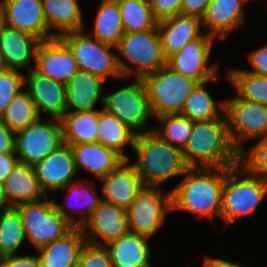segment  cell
<instances>
[{
    "mask_svg": "<svg viewBox=\"0 0 267 267\" xmlns=\"http://www.w3.org/2000/svg\"><path fill=\"white\" fill-rule=\"evenodd\" d=\"M183 179L170 190L171 212L184 211L215 221L221 219L225 168H188Z\"/></svg>",
    "mask_w": 267,
    "mask_h": 267,
    "instance_id": "6da1fadb",
    "label": "cell"
},
{
    "mask_svg": "<svg viewBox=\"0 0 267 267\" xmlns=\"http://www.w3.org/2000/svg\"><path fill=\"white\" fill-rule=\"evenodd\" d=\"M182 152L189 168H226L240 163V153L230 140L227 118L194 121Z\"/></svg>",
    "mask_w": 267,
    "mask_h": 267,
    "instance_id": "7a4b0ae2",
    "label": "cell"
},
{
    "mask_svg": "<svg viewBox=\"0 0 267 267\" xmlns=\"http://www.w3.org/2000/svg\"><path fill=\"white\" fill-rule=\"evenodd\" d=\"M136 168L145 187H162L166 181L182 176L189 168L182 149L171 146L154 131L136 136L133 146Z\"/></svg>",
    "mask_w": 267,
    "mask_h": 267,
    "instance_id": "3957f363",
    "label": "cell"
},
{
    "mask_svg": "<svg viewBox=\"0 0 267 267\" xmlns=\"http://www.w3.org/2000/svg\"><path fill=\"white\" fill-rule=\"evenodd\" d=\"M266 195L267 178L251 174L240 163L226 167L221 205V221L225 228L241 217L251 215Z\"/></svg>",
    "mask_w": 267,
    "mask_h": 267,
    "instance_id": "277c9868",
    "label": "cell"
},
{
    "mask_svg": "<svg viewBox=\"0 0 267 267\" xmlns=\"http://www.w3.org/2000/svg\"><path fill=\"white\" fill-rule=\"evenodd\" d=\"M116 52L123 80L130 75L142 79L167 65L158 26L144 32L124 33Z\"/></svg>",
    "mask_w": 267,
    "mask_h": 267,
    "instance_id": "5b68a950",
    "label": "cell"
},
{
    "mask_svg": "<svg viewBox=\"0 0 267 267\" xmlns=\"http://www.w3.org/2000/svg\"><path fill=\"white\" fill-rule=\"evenodd\" d=\"M153 118L181 114L187 97L198 82L163 66L143 78Z\"/></svg>",
    "mask_w": 267,
    "mask_h": 267,
    "instance_id": "8992f818",
    "label": "cell"
},
{
    "mask_svg": "<svg viewBox=\"0 0 267 267\" xmlns=\"http://www.w3.org/2000/svg\"><path fill=\"white\" fill-rule=\"evenodd\" d=\"M45 198L44 201L14 206L20 214L27 241L37 250L63 238L75 228L58 212L53 199Z\"/></svg>",
    "mask_w": 267,
    "mask_h": 267,
    "instance_id": "52a82bcc",
    "label": "cell"
},
{
    "mask_svg": "<svg viewBox=\"0 0 267 267\" xmlns=\"http://www.w3.org/2000/svg\"><path fill=\"white\" fill-rule=\"evenodd\" d=\"M59 38L72 51L79 70L92 73L105 81L109 77L123 79L117 54L111 51L112 48L116 50L115 46L98 41L85 33V30L66 32Z\"/></svg>",
    "mask_w": 267,
    "mask_h": 267,
    "instance_id": "ba28073f",
    "label": "cell"
},
{
    "mask_svg": "<svg viewBox=\"0 0 267 267\" xmlns=\"http://www.w3.org/2000/svg\"><path fill=\"white\" fill-rule=\"evenodd\" d=\"M103 109L115 115L137 135L154 130L149 126L148 119L152 117L148 94L141 78L124 86L114 93L104 96Z\"/></svg>",
    "mask_w": 267,
    "mask_h": 267,
    "instance_id": "9c48e42d",
    "label": "cell"
},
{
    "mask_svg": "<svg viewBox=\"0 0 267 267\" xmlns=\"http://www.w3.org/2000/svg\"><path fill=\"white\" fill-rule=\"evenodd\" d=\"M225 114L230 140L241 153L245 142L267 135V106L239 97L225 99Z\"/></svg>",
    "mask_w": 267,
    "mask_h": 267,
    "instance_id": "30bf717a",
    "label": "cell"
},
{
    "mask_svg": "<svg viewBox=\"0 0 267 267\" xmlns=\"http://www.w3.org/2000/svg\"><path fill=\"white\" fill-rule=\"evenodd\" d=\"M42 119L39 117L26 129L16 132L14 153L20 163L33 166L63 144L61 120Z\"/></svg>",
    "mask_w": 267,
    "mask_h": 267,
    "instance_id": "8fae6325",
    "label": "cell"
},
{
    "mask_svg": "<svg viewBox=\"0 0 267 267\" xmlns=\"http://www.w3.org/2000/svg\"><path fill=\"white\" fill-rule=\"evenodd\" d=\"M162 187H143L127 209L129 231L151 238L164 225L171 212L170 191Z\"/></svg>",
    "mask_w": 267,
    "mask_h": 267,
    "instance_id": "7c38bea8",
    "label": "cell"
},
{
    "mask_svg": "<svg viewBox=\"0 0 267 267\" xmlns=\"http://www.w3.org/2000/svg\"><path fill=\"white\" fill-rule=\"evenodd\" d=\"M215 40L214 36L205 33L188 42L179 52L167 59V66L198 83L216 80L219 64L209 63Z\"/></svg>",
    "mask_w": 267,
    "mask_h": 267,
    "instance_id": "4fadbf2b",
    "label": "cell"
},
{
    "mask_svg": "<svg viewBox=\"0 0 267 267\" xmlns=\"http://www.w3.org/2000/svg\"><path fill=\"white\" fill-rule=\"evenodd\" d=\"M81 230L86 242L106 246L130 232L128 211L102 201L82 225Z\"/></svg>",
    "mask_w": 267,
    "mask_h": 267,
    "instance_id": "5bb4252c",
    "label": "cell"
},
{
    "mask_svg": "<svg viewBox=\"0 0 267 267\" xmlns=\"http://www.w3.org/2000/svg\"><path fill=\"white\" fill-rule=\"evenodd\" d=\"M24 88L33 101L39 117L42 113L61 120L67 113L66 84L45 77L34 69L24 73Z\"/></svg>",
    "mask_w": 267,
    "mask_h": 267,
    "instance_id": "9a60e30c",
    "label": "cell"
},
{
    "mask_svg": "<svg viewBox=\"0 0 267 267\" xmlns=\"http://www.w3.org/2000/svg\"><path fill=\"white\" fill-rule=\"evenodd\" d=\"M0 7L6 25L28 33L40 41L56 37L50 31L43 14L41 0H1Z\"/></svg>",
    "mask_w": 267,
    "mask_h": 267,
    "instance_id": "2e32d148",
    "label": "cell"
},
{
    "mask_svg": "<svg viewBox=\"0 0 267 267\" xmlns=\"http://www.w3.org/2000/svg\"><path fill=\"white\" fill-rule=\"evenodd\" d=\"M34 70L45 77L66 84L79 68L69 47L59 37H55L40 42Z\"/></svg>",
    "mask_w": 267,
    "mask_h": 267,
    "instance_id": "e0dca14e",
    "label": "cell"
},
{
    "mask_svg": "<svg viewBox=\"0 0 267 267\" xmlns=\"http://www.w3.org/2000/svg\"><path fill=\"white\" fill-rule=\"evenodd\" d=\"M32 167L46 196L49 192L55 193L73 182L77 174L72 150L65 143Z\"/></svg>",
    "mask_w": 267,
    "mask_h": 267,
    "instance_id": "ac0fdd59",
    "label": "cell"
},
{
    "mask_svg": "<svg viewBox=\"0 0 267 267\" xmlns=\"http://www.w3.org/2000/svg\"><path fill=\"white\" fill-rule=\"evenodd\" d=\"M40 40L34 36L4 24L0 33V54L5 69L21 71L34 69Z\"/></svg>",
    "mask_w": 267,
    "mask_h": 267,
    "instance_id": "d6986e66",
    "label": "cell"
},
{
    "mask_svg": "<svg viewBox=\"0 0 267 267\" xmlns=\"http://www.w3.org/2000/svg\"><path fill=\"white\" fill-rule=\"evenodd\" d=\"M248 1L212 0L201 18L203 31L224 41L245 23L243 6Z\"/></svg>",
    "mask_w": 267,
    "mask_h": 267,
    "instance_id": "ffe728a7",
    "label": "cell"
},
{
    "mask_svg": "<svg viewBox=\"0 0 267 267\" xmlns=\"http://www.w3.org/2000/svg\"><path fill=\"white\" fill-rule=\"evenodd\" d=\"M125 160L117 169L101 178L102 200L128 209L136 195L144 187L136 168Z\"/></svg>",
    "mask_w": 267,
    "mask_h": 267,
    "instance_id": "44dd1931",
    "label": "cell"
},
{
    "mask_svg": "<svg viewBox=\"0 0 267 267\" xmlns=\"http://www.w3.org/2000/svg\"><path fill=\"white\" fill-rule=\"evenodd\" d=\"M199 17L178 14L158 21V30L166 59L179 52L188 42L203 35Z\"/></svg>",
    "mask_w": 267,
    "mask_h": 267,
    "instance_id": "7402d4cb",
    "label": "cell"
},
{
    "mask_svg": "<svg viewBox=\"0 0 267 267\" xmlns=\"http://www.w3.org/2000/svg\"><path fill=\"white\" fill-rule=\"evenodd\" d=\"M84 181V182H83ZM95 185L94 181L90 180H77V182H71L61 190H67L68 199H71L68 202H73L74 204L71 205V203H68L67 200H65L66 205L64 203L58 204V202H55L54 204L58 210V212L67 220L71 225H73L75 228H81L82 225L87 221V219L90 217L91 213L101 204L102 196H99L98 193H96V190H93V186ZM70 197V198H69ZM75 204H80V208H76ZM75 207V208H74ZM82 208V209H81ZM68 209L70 210L68 212ZM76 209V210H75ZM67 210V211H66ZM78 210V211H77ZM76 212V213H75ZM78 213V214H77ZM78 215H80V219L78 218ZM77 216V218H75Z\"/></svg>",
    "mask_w": 267,
    "mask_h": 267,
    "instance_id": "603a6c76",
    "label": "cell"
},
{
    "mask_svg": "<svg viewBox=\"0 0 267 267\" xmlns=\"http://www.w3.org/2000/svg\"><path fill=\"white\" fill-rule=\"evenodd\" d=\"M70 148L76 171H80L81 168L88 170L87 172L98 180L117 169L125 161L116 151L99 142L70 145Z\"/></svg>",
    "mask_w": 267,
    "mask_h": 267,
    "instance_id": "cb8c5ba5",
    "label": "cell"
},
{
    "mask_svg": "<svg viewBox=\"0 0 267 267\" xmlns=\"http://www.w3.org/2000/svg\"><path fill=\"white\" fill-rule=\"evenodd\" d=\"M104 82L101 77L86 71L75 73L66 83L67 112L96 110L97 101L101 100L103 104Z\"/></svg>",
    "mask_w": 267,
    "mask_h": 267,
    "instance_id": "d4e9b609",
    "label": "cell"
},
{
    "mask_svg": "<svg viewBox=\"0 0 267 267\" xmlns=\"http://www.w3.org/2000/svg\"><path fill=\"white\" fill-rule=\"evenodd\" d=\"M150 238L129 232L106 245L113 267H152Z\"/></svg>",
    "mask_w": 267,
    "mask_h": 267,
    "instance_id": "484cf974",
    "label": "cell"
},
{
    "mask_svg": "<svg viewBox=\"0 0 267 267\" xmlns=\"http://www.w3.org/2000/svg\"><path fill=\"white\" fill-rule=\"evenodd\" d=\"M85 243L81 228H74L63 238L36 250L41 267H75Z\"/></svg>",
    "mask_w": 267,
    "mask_h": 267,
    "instance_id": "4316f807",
    "label": "cell"
},
{
    "mask_svg": "<svg viewBox=\"0 0 267 267\" xmlns=\"http://www.w3.org/2000/svg\"><path fill=\"white\" fill-rule=\"evenodd\" d=\"M5 196L14 207L23 202H36L46 197L31 165L18 162L4 182Z\"/></svg>",
    "mask_w": 267,
    "mask_h": 267,
    "instance_id": "83f0119b",
    "label": "cell"
},
{
    "mask_svg": "<svg viewBox=\"0 0 267 267\" xmlns=\"http://www.w3.org/2000/svg\"><path fill=\"white\" fill-rule=\"evenodd\" d=\"M43 14L51 30L58 32L56 37L70 31L84 30V22L78 0H41Z\"/></svg>",
    "mask_w": 267,
    "mask_h": 267,
    "instance_id": "f1b7e54d",
    "label": "cell"
},
{
    "mask_svg": "<svg viewBox=\"0 0 267 267\" xmlns=\"http://www.w3.org/2000/svg\"><path fill=\"white\" fill-rule=\"evenodd\" d=\"M97 142L113 149L125 160L130 157L124 154L126 146L133 150L137 134L120 121L115 115L106 112L103 108L99 110ZM125 147V148H124Z\"/></svg>",
    "mask_w": 267,
    "mask_h": 267,
    "instance_id": "f546056e",
    "label": "cell"
},
{
    "mask_svg": "<svg viewBox=\"0 0 267 267\" xmlns=\"http://www.w3.org/2000/svg\"><path fill=\"white\" fill-rule=\"evenodd\" d=\"M96 12L93 29L88 34L116 47L125 33L117 0H99Z\"/></svg>",
    "mask_w": 267,
    "mask_h": 267,
    "instance_id": "4dcf8cb0",
    "label": "cell"
},
{
    "mask_svg": "<svg viewBox=\"0 0 267 267\" xmlns=\"http://www.w3.org/2000/svg\"><path fill=\"white\" fill-rule=\"evenodd\" d=\"M99 110L67 112L61 119L63 143L76 145L97 142Z\"/></svg>",
    "mask_w": 267,
    "mask_h": 267,
    "instance_id": "1f68e13d",
    "label": "cell"
},
{
    "mask_svg": "<svg viewBox=\"0 0 267 267\" xmlns=\"http://www.w3.org/2000/svg\"><path fill=\"white\" fill-rule=\"evenodd\" d=\"M209 82L198 83L187 97L180 115L189 118L191 121L227 118L225 99L220 100V102L218 100L216 103L206 88Z\"/></svg>",
    "mask_w": 267,
    "mask_h": 267,
    "instance_id": "d6a6232c",
    "label": "cell"
},
{
    "mask_svg": "<svg viewBox=\"0 0 267 267\" xmlns=\"http://www.w3.org/2000/svg\"><path fill=\"white\" fill-rule=\"evenodd\" d=\"M125 33L144 32L158 26L149 0H117Z\"/></svg>",
    "mask_w": 267,
    "mask_h": 267,
    "instance_id": "836d02e7",
    "label": "cell"
},
{
    "mask_svg": "<svg viewBox=\"0 0 267 267\" xmlns=\"http://www.w3.org/2000/svg\"><path fill=\"white\" fill-rule=\"evenodd\" d=\"M229 83L237 95L243 99L258 102L267 106V77L245 71L240 68H229L226 73Z\"/></svg>",
    "mask_w": 267,
    "mask_h": 267,
    "instance_id": "e575fe53",
    "label": "cell"
},
{
    "mask_svg": "<svg viewBox=\"0 0 267 267\" xmlns=\"http://www.w3.org/2000/svg\"><path fill=\"white\" fill-rule=\"evenodd\" d=\"M24 240L25 231L18 211L14 207L0 211V258L17 254Z\"/></svg>",
    "mask_w": 267,
    "mask_h": 267,
    "instance_id": "d590c367",
    "label": "cell"
},
{
    "mask_svg": "<svg viewBox=\"0 0 267 267\" xmlns=\"http://www.w3.org/2000/svg\"><path fill=\"white\" fill-rule=\"evenodd\" d=\"M38 118L35 105L25 89L13 97L0 115V120L15 133L26 129Z\"/></svg>",
    "mask_w": 267,
    "mask_h": 267,
    "instance_id": "8d00e7d4",
    "label": "cell"
},
{
    "mask_svg": "<svg viewBox=\"0 0 267 267\" xmlns=\"http://www.w3.org/2000/svg\"><path fill=\"white\" fill-rule=\"evenodd\" d=\"M160 125L154 126V132L171 146L183 149L188 142L193 127L189 118L180 114L156 117Z\"/></svg>",
    "mask_w": 267,
    "mask_h": 267,
    "instance_id": "74e56055",
    "label": "cell"
},
{
    "mask_svg": "<svg viewBox=\"0 0 267 267\" xmlns=\"http://www.w3.org/2000/svg\"><path fill=\"white\" fill-rule=\"evenodd\" d=\"M240 164L251 174L267 178V135L240 153Z\"/></svg>",
    "mask_w": 267,
    "mask_h": 267,
    "instance_id": "f35d334b",
    "label": "cell"
},
{
    "mask_svg": "<svg viewBox=\"0 0 267 267\" xmlns=\"http://www.w3.org/2000/svg\"><path fill=\"white\" fill-rule=\"evenodd\" d=\"M24 87V73L17 70L0 71V115L15 95Z\"/></svg>",
    "mask_w": 267,
    "mask_h": 267,
    "instance_id": "ab89813d",
    "label": "cell"
},
{
    "mask_svg": "<svg viewBox=\"0 0 267 267\" xmlns=\"http://www.w3.org/2000/svg\"><path fill=\"white\" fill-rule=\"evenodd\" d=\"M75 267H113L108 248L86 242Z\"/></svg>",
    "mask_w": 267,
    "mask_h": 267,
    "instance_id": "60d3db41",
    "label": "cell"
},
{
    "mask_svg": "<svg viewBox=\"0 0 267 267\" xmlns=\"http://www.w3.org/2000/svg\"><path fill=\"white\" fill-rule=\"evenodd\" d=\"M149 2L158 21L181 14L182 0H149Z\"/></svg>",
    "mask_w": 267,
    "mask_h": 267,
    "instance_id": "b9f144b4",
    "label": "cell"
},
{
    "mask_svg": "<svg viewBox=\"0 0 267 267\" xmlns=\"http://www.w3.org/2000/svg\"><path fill=\"white\" fill-rule=\"evenodd\" d=\"M247 59L252 68L245 71L267 77V43L249 52Z\"/></svg>",
    "mask_w": 267,
    "mask_h": 267,
    "instance_id": "7bdbcfd3",
    "label": "cell"
},
{
    "mask_svg": "<svg viewBox=\"0 0 267 267\" xmlns=\"http://www.w3.org/2000/svg\"><path fill=\"white\" fill-rule=\"evenodd\" d=\"M5 267H41L38 255H8L2 257Z\"/></svg>",
    "mask_w": 267,
    "mask_h": 267,
    "instance_id": "ee69618b",
    "label": "cell"
},
{
    "mask_svg": "<svg viewBox=\"0 0 267 267\" xmlns=\"http://www.w3.org/2000/svg\"><path fill=\"white\" fill-rule=\"evenodd\" d=\"M212 0H182L181 14L196 16L200 19Z\"/></svg>",
    "mask_w": 267,
    "mask_h": 267,
    "instance_id": "f6af8a7d",
    "label": "cell"
},
{
    "mask_svg": "<svg viewBox=\"0 0 267 267\" xmlns=\"http://www.w3.org/2000/svg\"><path fill=\"white\" fill-rule=\"evenodd\" d=\"M15 134L0 120V154L14 153Z\"/></svg>",
    "mask_w": 267,
    "mask_h": 267,
    "instance_id": "bcb514c9",
    "label": "cell"
},
{
    "mask_svg": "<svg viewBox=\"0 0 267 267\" xmlns=\"http://www.w3.org/2000/svg\"><path fill=\"white\" fill-rule=\"evenodd\" d=\"M19 162L15 153L0 154V182L4 183Z\"/></svg>",
    "mask_w": 267,
    "mask_h": 267,
    "instance_id": "7dc6e473",
    "label": "cell"
},
{
    "mask_svg": "<svg viewBox=\"0 0 267 267\" xmlns=\"http://www.w3.org/2000/svg\"><path fill=\"white\" fill-rule=\"evenodd\" d=\"M204 263L207 267H245L240 265L239 263L230 262L229 260L221 259V258H213L206 256L204 259Z\"/></svg>",
    "mask_w": 267,
    "mask_h": 267,
    "instance_id": "c3c4849f",
    "label": "cell"
},
{
    "mask_svg": "<svg viewBox=\"0 0 267 267\" xmlns=\"http://www.w3.org/2000/svg\"><path fill=\"white\" fill-rule=\"evenodd\" d=\"M11 207L5 196L4 183L0 182V211L7 210Z\"/></svg>",
    "mask_w": 267,
    "mask_h": 267,
    "instance_id": "681fc988",
    "label": "cell"
},
{
    "mask_svg": "<svg viewBox=\"0 0 267 267\" xmlns=\"http://www.w3.org/2000/svg\"><path fill=\"white\" fill-rule=\"evenodd\" d=\"M5 22H4V18H3V13H2V10H1V7H0V33H1V30L4 26Z\"/></svg>",
    "mask_w": 267,
    "mask_h": 267,
    "instance_id": "f907efd6",
    "label": "cell"
},
{
    "mask_svg": "<svg viewBox=\"0 0 267 267\" xmlns=\"http://www.w3.org/2000/svg\"><path fill=\"white\" fill-rule=\"evenodd\" d=\"M3 69H5L2 59H1V54H0V71H2Z\"/></svg>",
    "mask_w": 267,
    "mask_h": 267,
    "instance_id": "816d5d0a",
    "label": "cell"
},
{
    "mask_svg": "<svg viewBox=\"0 0 267 267\" xmlns=\"http://www.w3.org/2000/svg\"><path fill=\"white\" fill-rule=\"evenodd\" d=\"M0 267H5L3 261H2V258H0Z\"/></svg>",
    "mask_w": 267,
    "mask_h": 267,
    "instance_id": "f5cc1de1",
    "label": "cell"
}]
</instances>
